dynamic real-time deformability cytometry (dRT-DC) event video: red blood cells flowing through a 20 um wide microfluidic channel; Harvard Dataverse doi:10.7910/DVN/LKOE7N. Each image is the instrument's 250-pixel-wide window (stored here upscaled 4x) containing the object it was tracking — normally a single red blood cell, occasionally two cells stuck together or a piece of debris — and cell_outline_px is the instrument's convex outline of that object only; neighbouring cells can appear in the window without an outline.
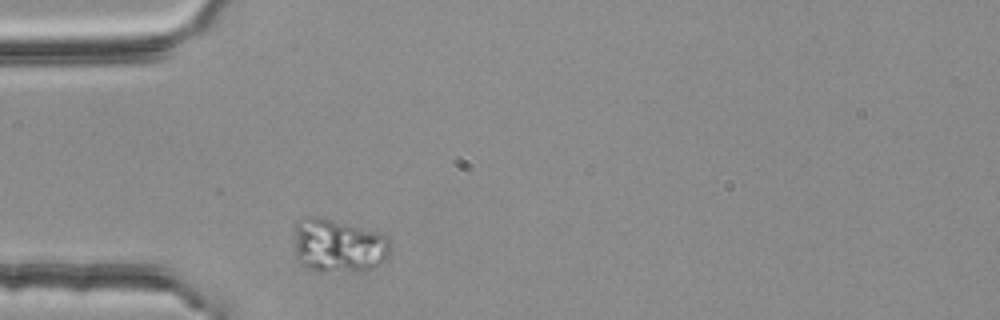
{"species": "common noctule bat (a hibernating species)", "species_latin": "Nyctalus noctula", "temperature_condition": "room temperature", "stored_images_in_passage": 32, "camera_frame_rate_fps": 3000, "um_per_image_px": 0.085, "animal": {"sex": "female", "body_mass_g": 25.1}, "frame": {"image": 1, "passage_image": 1, "time_ms": 0.0, "image_size_px": [1000, 320], "cell_outline_px": [[388, 260], [364, 272], [320, 272], [304, 268], [296, 260], [292, 224], [296, 220], [304, 216], [320, 216], [376, 232], [388, 236]], "centroid_in_image_um": [28.67, 20.9], "position_along_channel_um": 56.3, "area_um2": 31.15}}
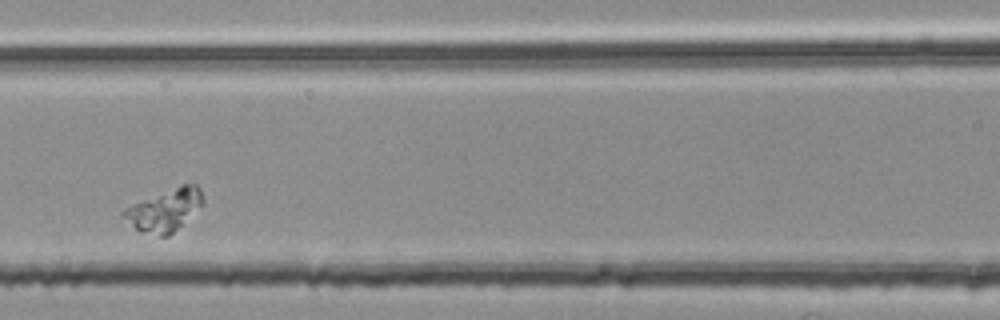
{"frame": {"image": 2, "passage_image": 10, "time_ms": 3.0, "image_size_px": [1000, 320], "cell_outline_px": [[204, 200], [168, 236], [160, 236], [136, 228], [120, 212], [124, 208], [180, 184], [196, 184], [200, 188], [204, 196]], "centroid_in_image_um": [14.0, 17.8], "position_along_channel_um": 152.6, "area_um2": 18.44}}
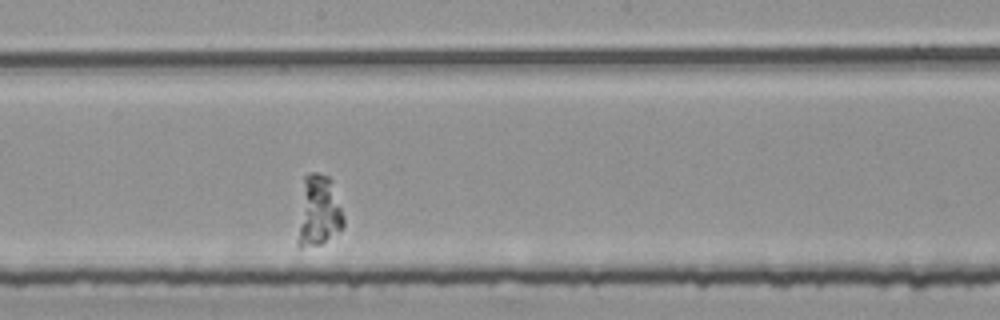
{"frame": {"image": 3, "passage_image": 16, "time_ms": 5.0, "image_size_px": [1000, 320], "cell_outline_px": [[344, 224], [340, 228], [320, 244], [300, 248], [296, 244], [296, 240], [304, 176], [308, 172], [316, 172], [328, 176], [340, 208], [344, 220]], "centroid_in_image_um": [27.01, 17.95], "position_along_channel_um": 221.2, "area_um2": 18.38}}